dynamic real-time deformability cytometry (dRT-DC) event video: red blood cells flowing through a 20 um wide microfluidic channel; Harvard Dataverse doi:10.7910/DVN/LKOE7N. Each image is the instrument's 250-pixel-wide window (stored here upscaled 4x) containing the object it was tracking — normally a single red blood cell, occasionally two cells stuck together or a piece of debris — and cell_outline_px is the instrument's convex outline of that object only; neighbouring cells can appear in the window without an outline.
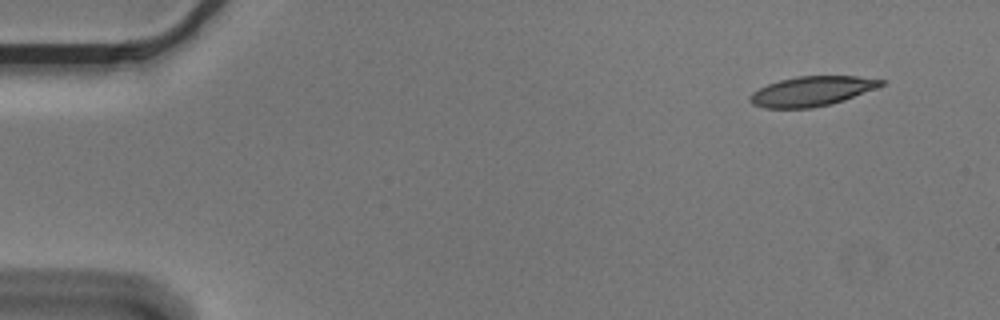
{"species": "Egyptian fruit bat (a non-hibernating species)", "species_latin": "Rousettus aegyptiacus", "temperature_condition": "cold", "stored_images_in_passage": 4, "camera_frame_rate_fps": 3000, "um_per_image_px": 0.085, "animal": {"sex": "male"}, "frame": {"image": 1, "passage_image": 1, "time_ms": 0.0, "image_size_px": [1000, 320], "cell_outline_px": [[884, 84], [876, 88], [844, 100], [832, 104], [812, 108], [764, 108], [752, 104], [748, 100], [748, 96], [752, 92], [768, 84], [780, 80], [796, 76], [856, 76], [884, 80]], "centroid_in_image_um": [68.97, 7.76], "position_along_channel_um": 16.0, "area_um2": 22.72}}